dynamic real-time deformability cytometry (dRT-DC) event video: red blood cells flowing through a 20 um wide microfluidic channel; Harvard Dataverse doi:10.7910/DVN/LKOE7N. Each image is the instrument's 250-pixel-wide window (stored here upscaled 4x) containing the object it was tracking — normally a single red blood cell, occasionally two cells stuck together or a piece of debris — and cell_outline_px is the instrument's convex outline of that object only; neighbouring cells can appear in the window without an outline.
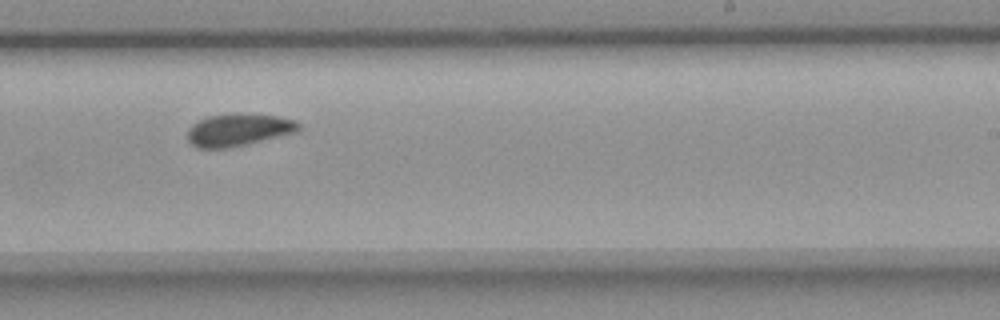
{"species": "common noctule bat (a hibernating species)", "species_latin": "Nyctalus noctula", "temperature_condition": "room temperature", "stored_images_in_passage": 16, "camera_frame_rate_fps": 3000, "um_per_image_px": 0.085, "animal": {"sex": "female", "body_mass_g": 18.4}, "frame": {"image": 1, "passage_image": 10, "time_ms": 11.333, "image_size_px": [1000, 320], "cell_outline_px": [[300, 128], [296, 132], [248, 144], [228, 148], [196, 148], [188, 140], [188, 128], [192, 124], [208, 116], [276, 116], [296, 120], [300, 124]], "centroid_in_image_um": [20.26, 11.09], "position_along_channel_um": 268.7, "area_um2": 20.17}}
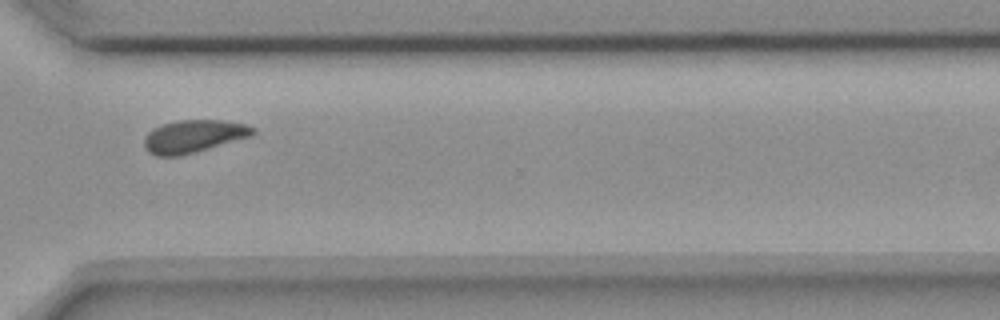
{"frame": {"image": 2, "passage_image": 12, "time_ms": 13.667, "image_size_px": [1000, 320], "cell_outline_px": [[256, 132], [252, 136], [196, 152], [180, 156], [156, 156], [148, 152], [144, 148], [144, 140], [148, 132], [152, 128], [176, 120], [224, 120], [244, 124], [256, 128]], "centroid_in_image_um": [16.46, 11.59], "position_along_channel_um": 354.1, "area_um2": 20.87}}
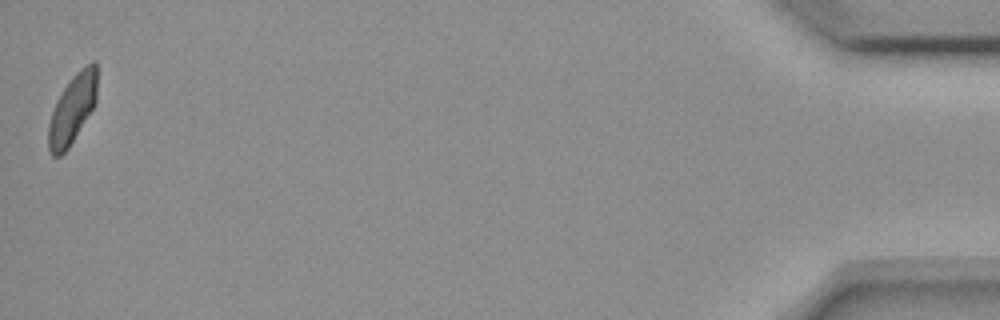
{"frame": {"image": 3, "passage_image": 16, "time_ms": 18.333, "image_size_px": [1000, 320], "cell_outline_px": [[96, 104], [68, 148], [60, 156], [52, 156], [48, 148], [48, 124], [56, 100], [72, 76], [80, 68], [92, 60], [96, 60]], "centroid_in_image_um": [6.15, 9.25], "position_along_channel_um": 429.1, "area_um2": 19.59}, "authors_computed_cell_mechanics": {"area_um2": 19.8254, "velocity_mm_per_s": 3.6264, "shape_relaxation_time_tau1_ms": 2.0368, "shape_relaxation_time_tau2_ms": 0.8769, "deformation_change_tau1": 0.0912, "deformation_change_tau2": 0.0651}}